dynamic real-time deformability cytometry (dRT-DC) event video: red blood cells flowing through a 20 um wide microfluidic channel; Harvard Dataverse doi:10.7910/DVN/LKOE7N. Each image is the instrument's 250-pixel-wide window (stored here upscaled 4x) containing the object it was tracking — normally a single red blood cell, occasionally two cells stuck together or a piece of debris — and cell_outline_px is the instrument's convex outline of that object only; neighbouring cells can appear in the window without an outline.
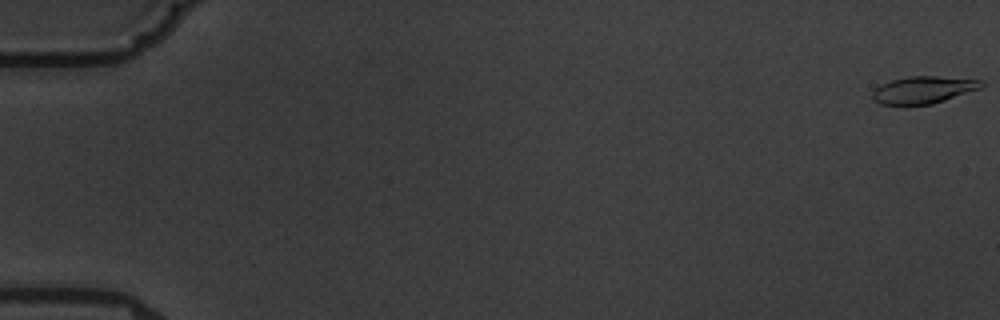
{"species": "common noctule bat (a hibernating species)", "species_latin": "Nyctalus noctula", "temperature_condition": "warm", "stored_images_in_passage": 7, "camera_frame_rate_fps": 3000, "um_per_image_px": 0.085, "animal": {"sex": "male", "body_mass_g": 19.5, "forearm_length_mm": 54.6}, "frame": {"image": 1, "passage_image": 1, "time_ms": 0.0, "image_size_px": [1000, 320], "cell_outline_px": [[984, 88], [932, 104], [880, 104], [872, 96], [872, 92], [880, 84], [892, 80], [908, 76], [936, 76], [984, 80]], "centroid_in_image_um": [78.56, 7.62], "position_along_channel_um": 6.4, "area_um2": 17.28}}
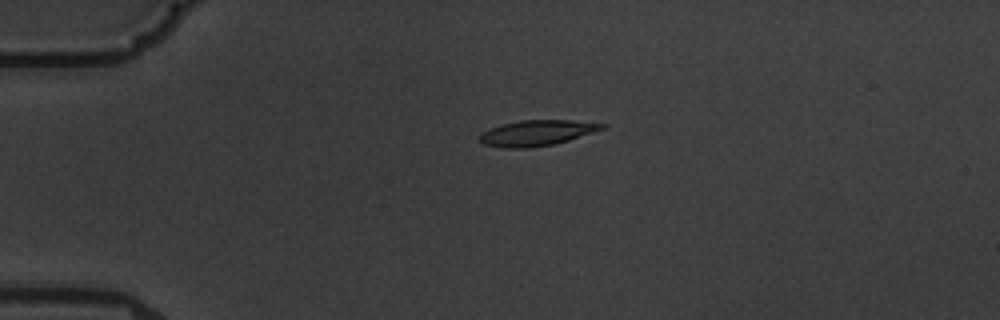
{"frame": {"image": 2, "passage_image": 5, "time_ms": 4.667, "image_size_px": [1000, 320], "cell_outline_px": [[608, 124], [604, 128], [568, 140], [552, 144], [528, 148], [504, 148], [484, 144], [476, 140], [484, 132], [492, 128], [504, 124], [520, 120], [572, 120]], "centroid_in_image_um": [45.62, 11.3], "position_along_channel_um": 39.4, "area_um2": 17.98}}
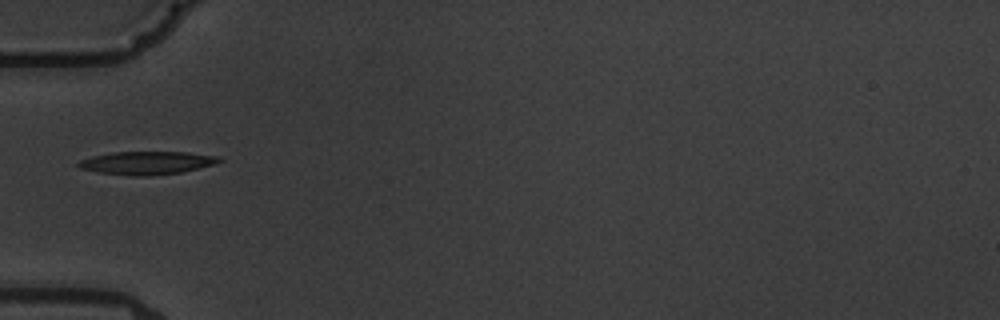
{"frame": {"image": 3, "passage_image": 7, "time_ms": 6.667, "image_size_px": [1000, 320], "cell_outline_px": [[224, 160], [212, 164], [180, 172], [148, 176], [136, 176], [100, 172], [80, 168], [76, 164], [80, 160], [92, 156], [112, 152], [188, 152], [220, 156]], "centroid_in_image_um": [12.48, 13.83], "position_along_channel_um": 72.5, "area_um2": 18.73}}